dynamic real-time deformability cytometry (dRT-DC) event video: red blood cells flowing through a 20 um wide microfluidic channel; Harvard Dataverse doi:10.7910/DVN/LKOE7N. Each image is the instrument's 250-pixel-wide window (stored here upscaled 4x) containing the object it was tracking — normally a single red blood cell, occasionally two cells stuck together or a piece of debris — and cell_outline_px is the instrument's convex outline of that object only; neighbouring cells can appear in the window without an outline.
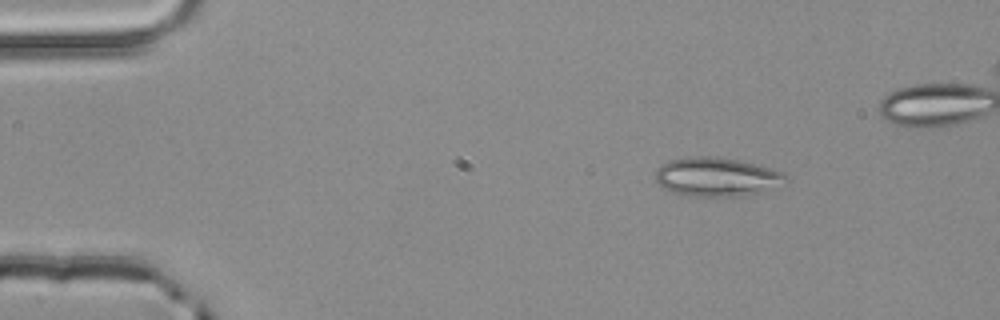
{"species": "common noctule bat (a hibernating species)", "species_latin": "Nyctalus noctula", "temperature_condition": "room temperature", "stored_images_in_passage": 4, "camera_frame_rate_fps": 3000, "um_per_image_px": 0.085, "animal": {"sex": "male", "body_mass_g": 20.4}, "frame": {"image": 1, "passage_image": 1, "time_ms": 0.0, "image_size_px": [1000, 320], "cell_outline_px": [[788, 180], [760, 192], [748, 196], [688, 196], [668, 192], [660, 188], [656, 180], [656, 168], [660, 164], [668, 160], [688, 156], [708, 156], [736, 160], [756, 164], [784, 172]], "centroid_in_image_um": [60.83, 15.04], "position_along_channel_um": 24.2, "area_um2": 29.77}}